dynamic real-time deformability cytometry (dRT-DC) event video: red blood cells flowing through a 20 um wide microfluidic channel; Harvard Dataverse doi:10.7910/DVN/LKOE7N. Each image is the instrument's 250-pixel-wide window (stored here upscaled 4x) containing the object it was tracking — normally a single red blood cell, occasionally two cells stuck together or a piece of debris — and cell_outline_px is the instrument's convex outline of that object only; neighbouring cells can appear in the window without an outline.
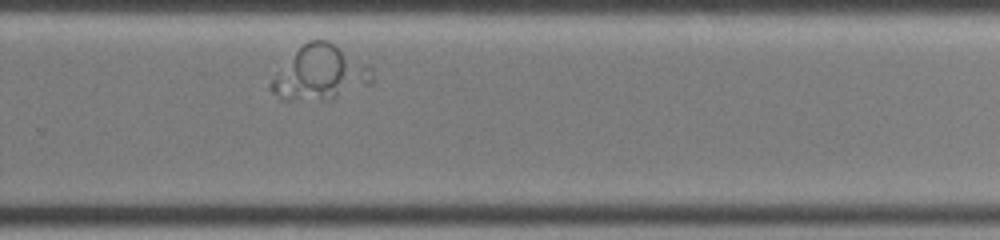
{"species": "common noctule bat (a hibernating species)", "species_latin": "Nyctalus noctula", "temperature_condition": "warm", "stored_images_in_passage": 23, "segment_of_instrument_passage": [2, 2], "camera_frame_rate_fps": 3000, "um_per_image_px": 0.085, "animal": {"sex": "female", "body_mass_g": 19.0, "forearm_length_mm": 51.5}, "frame": {"image": 1, "passage_image": 17, "time_ms": 5.333, "image_size_px": [1000, 240], "cell_outline_px": [[372, 84], [332, 100], [280, 100], [268, 88], [268, 84], [276, 72], [308, 40], [328, 40], [372, 64]], "centroid_in_image_um": [27.26, 6.23], "position_along_channel_um": 302.5, "area_um2": 32.54}}
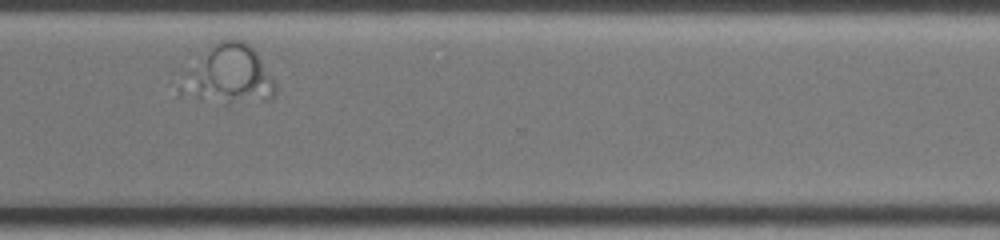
{"frame": {"image": 2, "passage_image": 20, "time_ms": 6.333, "image_size_px": [1000, 240], "cell_outline_px": [[276, 96], [272, 100], [228, 104], [224, 104], [176, 96], [176, 88], [212, 48], [220, 40], [232, 36], [244, 40], [256, 52], [276, 84]], "centroid_in_image_um": [19.49, 6.45], "position_along_channel_um": 351.1, "area_um2": 32.31}}